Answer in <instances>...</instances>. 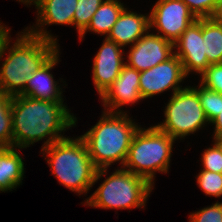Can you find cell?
<instances>
[{"label":"cell","instance_id":"2e32d148","mask_svg":"<svg viewBox=\"0 0 222 222\" xmlns=\"http://www.w3.org/2000/svg\"><path fill=\"white\" fill-rule=\"evenodd\" d=\"M78 0H31L38 9L37 26L49 24L73 25Z\"/></svg>","mask_w":222,"mask_h":222},{"label":"cell","instance_id":"d6986e66","mask_svg":"<svg viewBox=\"0 0 222 222\" xmlns=\"http://www.w3.org/2000/svg\"><path fill=\"white\" fill-rule=\"evenodd\" d=\"M203 41L209 64L222 63V25L203 18Z\"/></svg>","mask_w":222,"mask_h":222},{"label":"cell","instance_id":"8fae6325","mask_svg":"<svg viewBox=\"0 0 222 222\" xmlns=\"http://www.w3.org/2000/svg\"><path fill=\"white\" fill-rule=\"evenodd\" d=\"M130 49L128 63L125 64L140 72L151 69L174 54L172 42L148 31Z\"/></svg>","mask_w":222,"mask_h":222},{"label":"cell","instance_id":"d4e9b609","mask_svg":"<svg viewBox=\"0 0 222 222\" xmlns=\"http://www.w3.org/2000/svg\"><path fill=\"white\" fill-rule=\"evenodd\" d=\"M201 85L222 94V63L209 65L201 74Z\"/></svg>","mask_w":222,"mask_h":222},{"label":"cell","instance_id":"ba28073f","mask_svg":"<svg viewBox=\"0 0 222 222\" xmlns=\"http://www.w3.org/2000/svg\"><path fill=\"white\" fill-rule=\"evenodd\" d=\"M196 19L182 0H158L149 15L150 28L173 44Z\"/></svg>","mask_w":222,"mask_h":222},{"label":"cell","instance_id":"52a82bcc","mask_svg":"<svg viewBox=\"0 0 222 222\" xmlns=\"http://www.w3.org/2000/svg\"><path fill=\"white\" fill-rule=\"evenodd\" d=\"M164 112L165 121L155 126L175 140L196 132L208 122L198 93L192 87L175 92Z\"/></svg>","mask_w":222,"mask_h":222},{"label":"cell","instance_id":"30bf717a","mask_svg":"<svg viewBox=\"0 0 222 222\" xmlns=\"http://www.w3.org/2000/svg\"><path fill=\"white\" fill-rule=\"evenodd\" d=\"M174 54L181 60L187 76L191 71L202 74L210 65L203 41V18L196 19L174 43Z\"/></svg>","mask_w":222,"mask_h":222},{"label":"cell","instance_id":"cb8c5ba5","mask_svg":"<svg viewBox=\"0 0 222 222\" xmlns=\"http://www.w3.org/2000/svg\"><path fill=\"white\" fill-rule=\"evenodd\" d=\"M214 141L212 148H207L202 154L203 170L222 173V139Z\"/></svg>","mask_w":222,"mask_h":222},{"label":"cell","instance_id":"5b68a950","mask_svg":"<svg viewBox=\"0 0 222 222\" xmlns=\"http://www.w3.org/2000/svg\"><path fill=\"white\" fill-rule=\"evenodd\" d=\"M174 140L156 126L140 127L133 137L124 169L152 185L155 172H168Z\"/></svg>","mask_w":222,"mask_h":222},{"label":"cell","instance_id":"44dd1931","mask_svg":"<svg viewBox=\"0 0 222 222\" xmlns=\"http://www.w3.org/2000/svg\"><path fill=\"white\" fill-rule=\"evenodd\" d=\"M192 88L198 93L208 124L211 123L222 109V94L209 90L203 85H200L199 88Z\"/></svg>","mask_w":222,"mask_h":222},{"label":"cell","instance_id":"7402d4cb","mask_svg":"<svg viewBox=\"0 0 222 222\" xmlns=\"http://www.w3.org/2000/svg\"><path fill=\"white\" fill-rule=\"evenodd\" d=\"M104 0H78L73 16V25L80 35L89 25L91 18Z\"/></svg>","mask_w":222,"mask_h":222},{"label":"cell","instance_id":"8992f818","mask_svg":"<svg viewBox=\"0 0 222 222\" xmlns=\"http://www.w3.org/2000/svg\"><path fill=\"white\" fill-rule=\"evenodd\" d=\"M152 188L147 180L123 167L104 180L86 199V205L103 209L142 208Z\"/></svg>","mask_w":222,"mask_h":222},{"label":"cell","instance_id":"4dcf8cb0","mask_svg":"<svg viewBox=\"0 0 222 222\" xmlns=\"http://www.w3.org/2000/svg\"><path fill=\"white\" fill-rule=\"evenodd\" d=\"M18 1L23 2V3H25V4H30V1H31V0H18Z\"/></svg>","mask_w":222,"mask_h":222},{"label":"cell","instance_id":"5bb4252c","mask_svg":"<svg viewBox=\"0 0 222 222\" xmlns=\"http://www.w3.org/2000/svg\"><path fill=\"white\" fill-rule=\"evenodd\" d=\"M59 51L52 56L39 70L35 71L27 80L24 90L19 95L33 99L63 102L62 91L58 82L54 81L50 70L59 61Z\"/></svg>","mask_w":222,"mask_h":222},{"label":"cell","instance_id":"9a60e30c","mask_svg":"<svg viewBox=\"0 0 222 222\" xmlns=\"http://www.w3.org/2000/svg\"><path fill=\"white\" fill-rule=\"evenodd\" d=\"M150 30L149 16L128 11L125 8L113 25L107 38L121 47L134 45Z\"/></svg>","mask_w":222,"mask_h":222},{"label":"cell","instance_id":"4316f807","mask_svg":"<svg viewBox=\"0 0 222 222\" xmlns=\"http://www.w3.org/2000/svg\"><path fill=\"white\" fill-rule=\"evenodd\" d=\"M189 7L194 16L199 18H210L219 0H182Z\"/></svg>","mask_w":222,"mask_h":222},{"label":"cell","instance_id":"ffe728a7","mask_svg":"<svg viewBox=\"0 0 222 222\" xmlns=\"http://www.w3.org/2000/svg\"><path fill=\"white\" fill-rule=\"evenodd\" d=\"M12 98L0 90V149L13 147Z\"/></svg>","mask_w":222,"mask_h":222},{"label":"cell","instance_id":"83f0119b","mask_svg":"<svg viewBox=\"0 0 222 222\" xmlns=\"http://www.w3.org/2000/svg\"><path fill=\"white\" fill-rule=\"evenodd\" d=\"M5 26L3 25L1 28H0V59L4 56V52L6 50H8V46H9V31L10 29L8 28H4Z\"/></svg>","mask_w":222,"mask_h":222},{"label":"cell","instance_id":"9c48e42d","mask_svg":"<svg viewBox=\"0 0 222 222\" xmlns=\"http://www.w3.org/2000/svg\"><path fill=\"white\" fill-rule=\"evenodd\" d=\"M186 78L181 60L173 54L169 59L151 69L140 72L139 92L141 97L150 98L154 95L173 90V94L181 88L179 83Z\"/></svg>","mask_w":222,"mask_h":222},{"label":"cell","instance_id":"ac0fdd59","mask_svg":"<svg viewBox=\"0 0 222 222\" xmlns=\"http://www.w3.org/2000/svg\"><path fill=\"white\" fill-rule=\"evenodd\" d=\"M124 9L123 3L118 0H104L91 18L88 27L79 35L80 40L87 30L108 36Z\"/></svg>","mask_w":222,"mask_h":222},{"label":"cell","instance_id":"f546056e","mask_svg":"<svg viewBox=\"0 0 222 222\" xmlns=\"http://www.w3.org/2000/svg\"><path fill=\"white\" fill-rule=\"evenodd\" d=\"M214 22L222 25V0L216 4L215 10L210 17Z\"/></svg>","mask_w":222,"mask_h":222},{"label":"cell","instance_id":"7c38bea8","mask_svg":"<svg viewBox=\"0 0 222 222\" xmlns=\"http://www.w3.org/2000/svg\"><path fill=\"white\" fill-rule=\"evenodd\" d=\"M139 78L140 71L129 67L127 64L122 66L119 76L100 96L104 107L110 108H107V112L122 113V110L118 108L143 99L139 92Z\"/></svg>","mask_w":222,"mask_h":222},{"label":"cell","instance_id":"6da1fadb","mask_svg":"<svg viewBox=\"0 0 222 222\" xmlns=\"http://www.w3.org/2000/svg\"><path fill=\"white\" fill-rule=\"evenodd\" d=\"M13 147L26 148L34 142L48 139L42 147L66 137L62 131L76 125L63 102L38 100L24 95H15L11 103Z\"/></svg>","mask_w":222,"mask_h":222},{"label":"cell","instance_id":"277c9868","mask_svg":"<svg viewBox=\"0 0 222 222\" xmlns=\"http://www.w3.org/2000/svg\"><path fill=\"white\" fill-rule=\"evenodd\" d=\"M41 150L49 156L46 161L59 183L78 194L87 193L107 172V168H96L81 137H67Z\"/></svg>","mask_w":222,"mask_h":222},{"label":"cell","instance_id":"4fadbf2b","mask_svg":"<svg viewBox=\"0 0 222 222\" xmlns=\"http://www.w3.org/2000/svg\"><path fill=\"white\" fill-rule=\"evenodd\" d=\"M121 46L107 37L97 52L93 61V81L101 96L119 76L123 61Z\"/></svg>","mask_w":222,"mask_h":222},{"label":"cell","instance_id":"3957f363","mask_svg":"<svg viewBox=\"0 0 222 222\" xmlns=\"http://www.w3.org/2000/svg\"><path fill=\"white\" fill-rule=\"evenodd\" d=\"M126 112L104 111L99 122L81 138L97 169L107 168L116 161L124 166L133 137L140 128Z\"/></svg>","mask_w":222,"mask_h":222},{"label":"cell","instance_id":"484cf974","mask_svg":"<svg viewBox=\"0 0 222 222\" xmlns=\"http://www.w3.org/2000/svg\"><path fill=\"white\" fill-rule=\"evenodd\" d=\"M189 222H222V203L216 202L189 216Z\"/></svg>","mask_w":222,"mask_h":222},{"label":"cell","instance_id":"603a6c76","mask_svg":"<svg viewBox=\"0 0 222 222\" xmlns=\"http://www.w3.org/2000/svg\"><path fill=\"white\" fill-rule=\"evenodd\" d=\"M197 183L206 195L222 196V173L202 170L197 176Z\"/></svg>","mask_w":222,"mask_h":222},{"label":"cell","instance_id":"7a4b0ae2","mask_svg":"<svg viewBox=\"0 0 222 222\" xmlns=\"http://www.w3.org/2000/svg\"><path fill=\"white\" fill-rule=\"evenodd\" d=\"M25 31L18 35L0 67V90L10 96L19 95L32 74L58 52L57 39L44 28Z\"/></svg>","mask_w":222,"mask_h":222},{"label":"cell","instance_id":"f1b7e54d","mask_svg":"<svg viewBox=\"0 0 222 222\" xmlns=\"http://www.w3.org/2000/svg\"><path fill=\"white\" fill-rule=\"evenodd\" d=\"M211 123L215 124L214 140L222 139V109Z\"/></svg>","mask_w":222,"mask_h":222},{"label":"cell","instance_id":"e0dca14e","mask_svg":"<svg viewBox=\"0 0 222 222\" xmlns=\"http://www.w3.org/2000/svg\"><path fill=\"white\" fill-rule=\"evenodd\" d=\"M15 147L0 149V191H12L21 184L24 162Z\"/></svg>","mask_w":222,"mask_h":222}]
</instances>
